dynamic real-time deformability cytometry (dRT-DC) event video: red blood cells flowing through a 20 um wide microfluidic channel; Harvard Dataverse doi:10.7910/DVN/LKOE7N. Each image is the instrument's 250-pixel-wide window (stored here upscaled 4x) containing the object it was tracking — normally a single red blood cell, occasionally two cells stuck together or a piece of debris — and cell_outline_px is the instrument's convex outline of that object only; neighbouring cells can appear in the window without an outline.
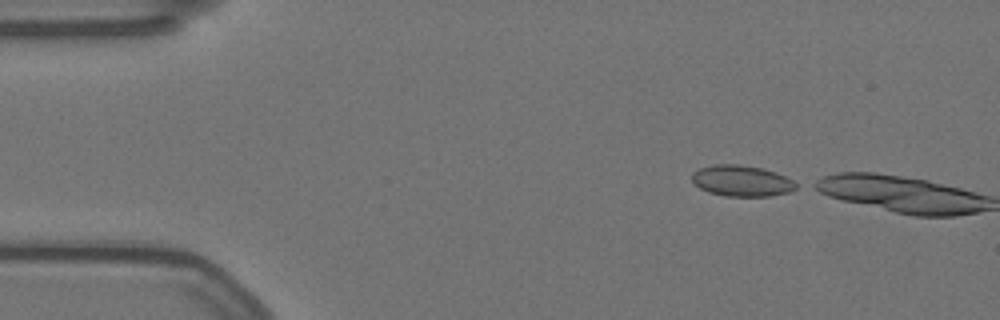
{"species": "Egyptian fruit bat (a non-hibernating species)", "species_latin": "Rousettus aegyptiacus", "temperature_condition": "warm", "stored_images_in_passage": 2, "camera_frame_rate_fps": 3000, "um_per_image_px": 0.085, "animal": {"sex": "female"}, "frame": {"image": 1, "passage_image": 1, "time_ms": 0.0, "image_size_px": [1000, 320], "cell_outline_px": [[800, 184], [796, 188], [788, 192], [772, 196], [724, 196], [708, 192], [700, 188], [692, 180], [692, 172], [700, 168], [716, 164], [740, 164], [764, 168], [776, 172]], "centroid_in_image_um": [63.06, 15.37], "position_along_channel_um": 21.9, "area_um2": 18.96}}